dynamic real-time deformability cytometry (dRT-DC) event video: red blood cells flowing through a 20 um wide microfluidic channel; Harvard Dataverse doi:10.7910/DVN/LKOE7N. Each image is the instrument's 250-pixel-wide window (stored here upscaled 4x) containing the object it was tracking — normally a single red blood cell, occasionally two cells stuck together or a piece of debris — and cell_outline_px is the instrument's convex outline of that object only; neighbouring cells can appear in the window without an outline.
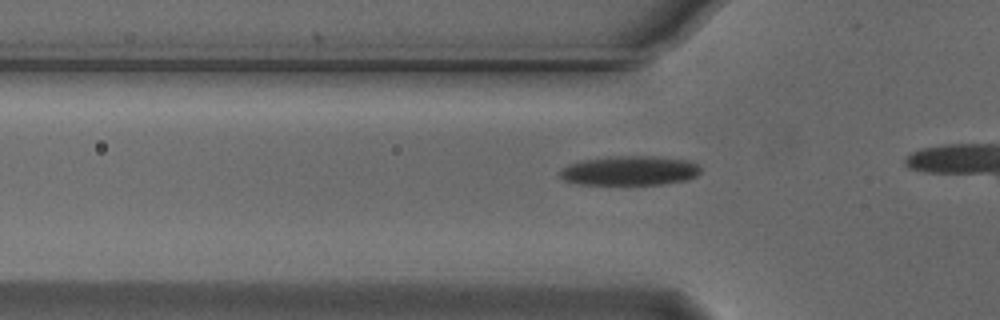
{"species": "Egyptian fruit bat (a non-hibernating species)", "species_latin": "Rousettus aegyptiacus", "temperature_condition": "cold", "stored_images_in_passage": 5, "camera_frame_rate_fps": 3000, "um_per_image_px": 0.085, "animal": {"sex": "male"}, "frame": {"image": 1, "passage_image": 3, "time_ms": 0.667, "image_size_px": [1000, 320], "cell_outline_px": [[700, 172], [696, 176], [688, 180], [664, 184], [580, 184], [564, 180], [560, 176], [560, 168], [568, 164], [580, 160], [608, 156], [652, 156], [688, 160], [696, 164], [700, 168]], "centroid_in_image_um": [53.5, 14.5], "position_along_channel_um": 72.3, "area_um2": 24.28}}